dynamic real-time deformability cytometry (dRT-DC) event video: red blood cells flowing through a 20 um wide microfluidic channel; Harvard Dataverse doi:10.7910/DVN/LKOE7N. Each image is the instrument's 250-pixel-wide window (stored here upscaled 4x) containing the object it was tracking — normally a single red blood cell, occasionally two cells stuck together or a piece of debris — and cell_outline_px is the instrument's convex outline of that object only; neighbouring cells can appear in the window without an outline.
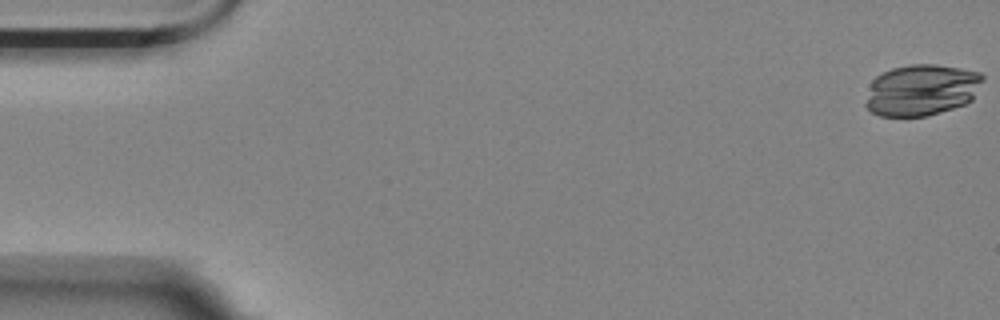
{"species": "Egyptian fruit bat (a non-hibernating species)", "species_latin": "Rousettus aegyptiacus", "temperature_condition": "room temperature", "stored_images_in_passage": 57, "camera_frame_rate_fps": 3000, "um_per_image_px": 0.085, "animal": {"sex": "female"}, "frame": {"image": 1, "passage_image": 1, "time_ms": 0.0, "image_size_px": [1000, 320], "cell_outline_px": [[984, 80], [972, 100], [964, 104], [928, 116], [880, 116], [872, 112], [864, 104], [872, 80], [876, 76], [892, 68], [912, 64], [936, 64], [980, 72], [984, 76]], "centroid_in_image_um": [78.34, 7.65], "position_along_channel_um": 6.7, "area_um2": 35.08}}
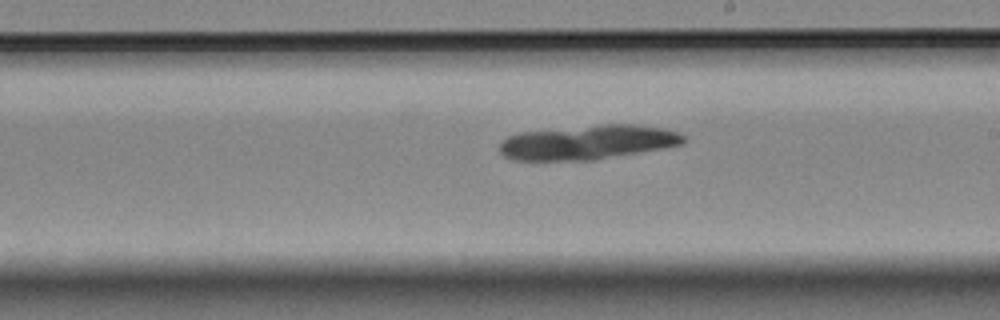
{"frame": {"image": 2, "passage_image": 32, "time_ms": 10.333, "image_size_px": [1000, 320], "cell_outline_px": [[688, 140], [684, 144], [592, 160], [512, 160], [504, 156], [500, 152], [500, 144], [508, 136], [516, 132], [600, 124], [636, 124], [664, 128], [676, 132], [684, 136]], "centroid_in_image_um": [49.95, 12.08], "position_along_channel_um": 239.1, "area_um2": 36.93}}
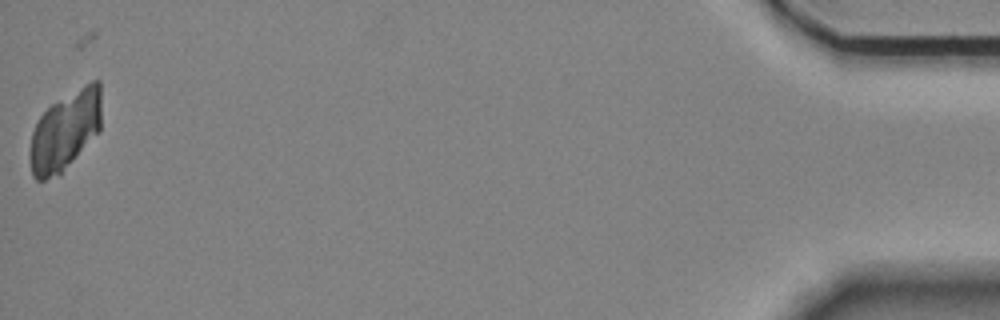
{"frame": {"image": 3, "passage_image": 56, "time_ms": 18.333, "image_size_px": [1000, 320], "cell_outline_px": [[100, 132], [60, 176], [44, 180], [36, 180], [32, 176], [28, 156], [32, 132], [40, 116], [52, 104], [84, 84], [92, 80], [100, 80]], "centroid_in_image_um": [5.53, 11.17], "position_along_channel_um": 429.7, "area_um2": 33.47}}